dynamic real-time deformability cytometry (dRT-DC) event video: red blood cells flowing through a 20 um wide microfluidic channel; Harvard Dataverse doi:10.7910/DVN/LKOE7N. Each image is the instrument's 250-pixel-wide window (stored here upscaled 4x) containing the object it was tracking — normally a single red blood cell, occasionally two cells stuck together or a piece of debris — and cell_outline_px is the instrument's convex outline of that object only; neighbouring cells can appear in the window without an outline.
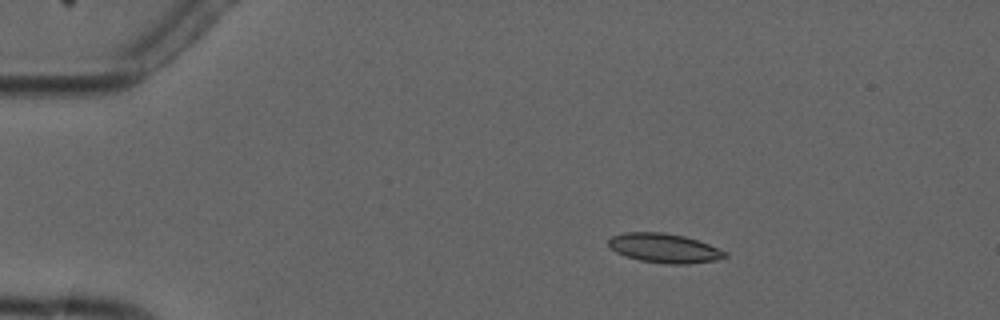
{"species": "common noctule bat (a hibernating species)", "species_latin": "Nyctalus noctula", "temperature_condition": "cold", "stored_images_in_passage": 4, "camera_frame_rate_fps": 3000, "um_per_image_px": 0.085, "animal": {"sex": "male", "forearm_length_mm": 52.5}, "frame": {"image": 1, "passage_image": 2, "time_ms": 2.0, "image_size_px": [1000, 320], "cell_outline_px": [[728, 256], [716, 260], [688, 264], [668, 264], [640, 260], [616, 252], [608, 244], [608, 240], [612, 236], [624, 232], [664, 232], [684, 236], [708, 244], [728, 252]], "centroid_in_image_um": [56.48, 21.09], "position_along_channel_um": 28.5, "area_um2": 19.77}}